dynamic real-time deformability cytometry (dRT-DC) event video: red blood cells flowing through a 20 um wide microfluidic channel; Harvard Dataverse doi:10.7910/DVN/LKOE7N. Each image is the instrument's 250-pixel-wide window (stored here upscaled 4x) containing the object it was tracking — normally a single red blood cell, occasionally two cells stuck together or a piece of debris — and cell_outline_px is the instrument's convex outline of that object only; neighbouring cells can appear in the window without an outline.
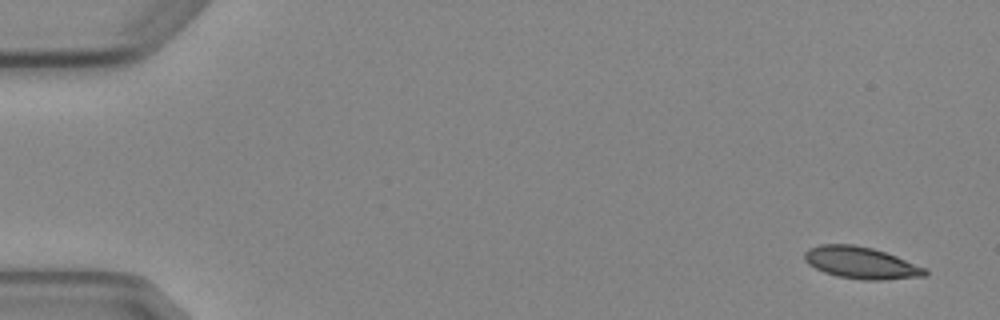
{"species": "Egyptian fruit bat (a non-hibernating species)", "species_latin": "Rousettus aegyptiacus", "temperature_condition": "cold", "stored_images_in_passage": 7, "camera_frame_rate_fps": 3000, "um_per_image_px": 0.085, "animal": {"sex": "female"}, "frame": {"image": 1, "passage_image": 1, "time_ms": 0.0, "image_size_px": [1000, 320], "cell_outline_px": [[928, 272], [924, 276], [880, 280], [864, 280], [836, 276], [824, 272], [808, 264], [804, 260], [804, 252], [808, 248], [820, 244], [852, 244], [872, 248], [896, 256], [928, 268]], "centroid_in_image_um": [73.17, 22.33], "position_along_channel_um": 11.8, "area_um2": 22.43}}
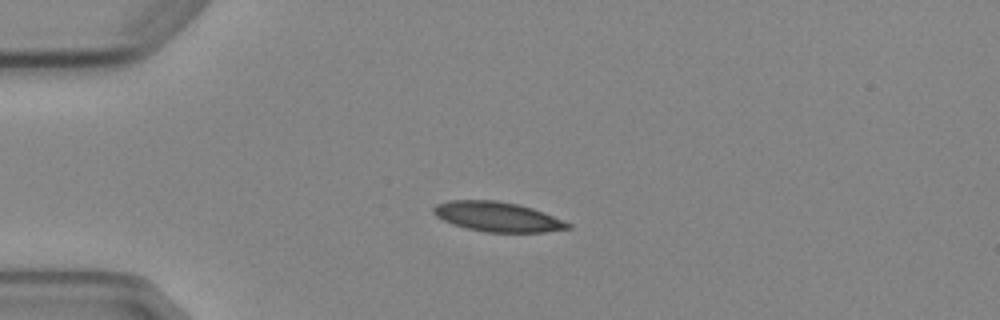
{"frame": {"image": 2, "passage_image": 4, "time_ms": 3.667, "image_size_px": [1000, 320], "cell_outline_px": [[572, 228], [544, 232], [484, 232], [452, 224], [436, 216], [432, 212], [432, 208], [436, 204], [448, 200], [496, 200], [520, 204], [544, 212], [572, 224]], "centroid_in_image_um": [42.29, 18.41], "position_along_channel_um": 42.7, "area_um2": 23.41}}
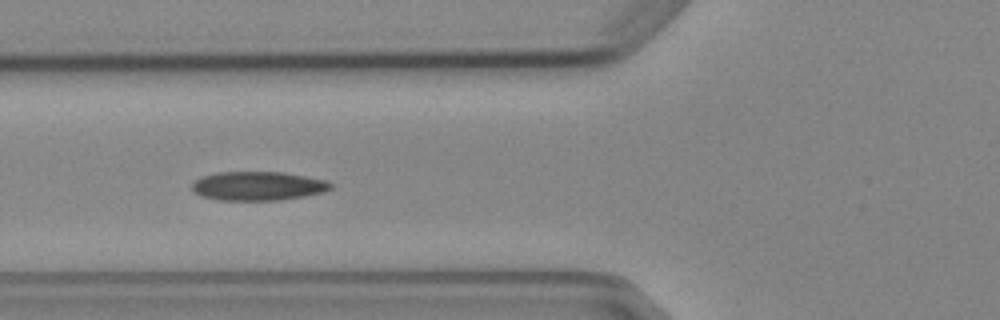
{"frame": {"image": 3, "passage_image": 6, "time_ms": 6.0, "image_size_px": [1000, 320], "cell_outline_px": [[332, 188], [324, 192], [304, 196], [280, 200], [220, 200], [200, 196], [192, 188], [192, 184], [200, 176], [216, 172], [284, 172], [328, 180], [332, 184]], "centroid_in_image_um": [21.94, 15.8], "position_along_channel_um": 103.9, "area_um2": 23.52}}